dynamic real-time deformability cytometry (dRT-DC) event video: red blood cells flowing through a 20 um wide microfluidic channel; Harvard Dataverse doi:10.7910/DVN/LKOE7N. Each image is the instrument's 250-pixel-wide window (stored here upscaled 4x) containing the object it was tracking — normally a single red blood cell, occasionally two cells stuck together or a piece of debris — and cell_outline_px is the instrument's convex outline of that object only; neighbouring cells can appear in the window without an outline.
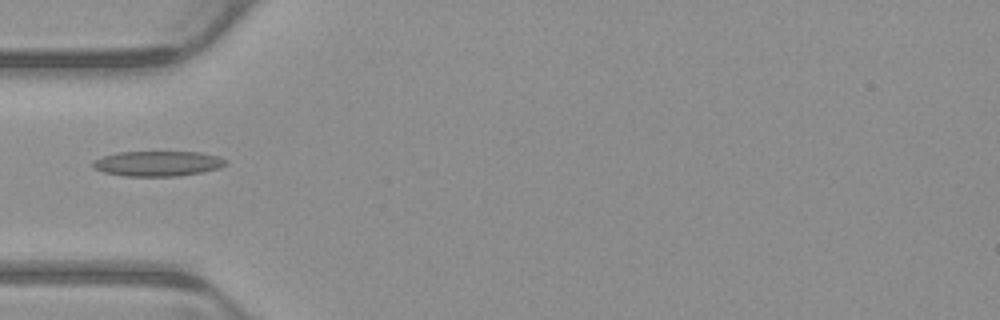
{"species": "common noctule bat (a hibernating species)", "species_latin": "Nyctalus noctula", "temperature_condition": "warm", "stored_images_in_passage": 3, "camera_frame_rate_fps": 3000, "um_per_image_px": 0.085, "animal": {"sex": "male", "body_mass_g": 23.1, "forearm_length_mm": 52.7}, "frame": {"image": 1, "passage_image": 3, "time_ms": 0.667, "image_size_px": [1000, 320], "cell_outline_px": [[228, 164], [216, 168], [200, 172], [176, 176], [124, 176], [104, 172], [92, 168], [92, 160], [116, 152], [200, 152], [220, 156], [228, 160]], "centroid_in_image_um": [13.39, 13.89], "position_along_channel_um": 71.6, "area_um2": 19.54}}